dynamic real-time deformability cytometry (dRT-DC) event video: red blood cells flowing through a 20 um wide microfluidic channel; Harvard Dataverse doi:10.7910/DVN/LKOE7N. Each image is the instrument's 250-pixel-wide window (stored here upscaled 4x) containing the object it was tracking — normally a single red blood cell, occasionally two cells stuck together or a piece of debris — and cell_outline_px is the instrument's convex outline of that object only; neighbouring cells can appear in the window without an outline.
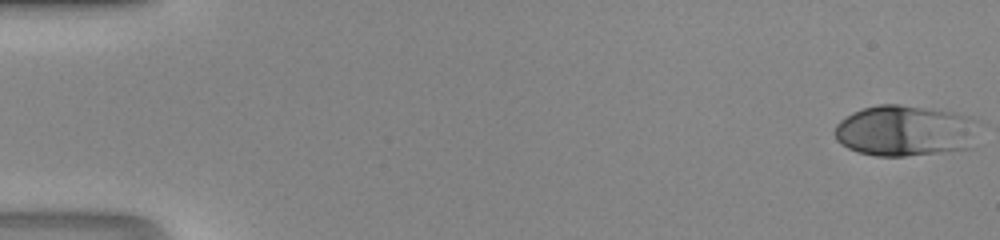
{"species": "human", "species_latin": "Homo sapiens", "temperature_condition": "room temperature", "stored_images_in_passage": 48, "camera_frame_rate_fps": 3000, "um_per_image_px": 0.085, "donor": {"sex": "male"}, "frame": {"image": 1, "passage_image": 1, "time_ms": 0.0, "image_size_px": [1000, 240], "cell_outline_px": [[980, 120], [972, 148], [940, 152], [904, 156], [876, 156], [860, 152], [848, 148], [840, 144], [836, 140], [836, 124], [840, 120], [852, 112], [864, 108], [880, 104], [900, 104], [956, 112]], "centroid_in_image_um": [76.98, 11.1], "position_along_channel_um": 8.0, "area_um2": 43.18}}
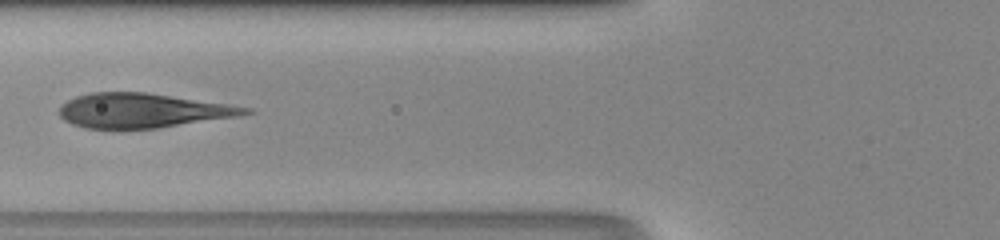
{"frame": {"image": 2, "passage_image": 20, "time_ms": 6.333, "image_size_px": [1000, 240], "cell_outline_px": [[256, 112], [240, 116], [160, 128], [120, 132], [112, 132], [84, 128], [72, 124], [64, 120], [60, 116], [60, 104], [76, 96], [92, 92], [148, 92], [228, 104], [252, 108]], "centroid_in_image_um": [12.09, 9.44], "position_along_channel_um": 113.7, "area_um2": 38.73}}
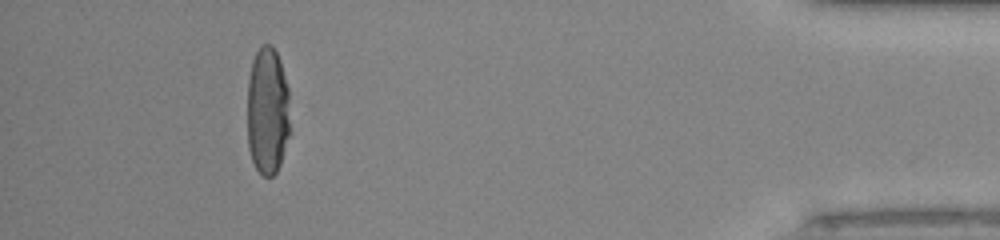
{"frame": {"image": 3, "passage_image": 44, "time_ms": 14.333, "image_size_px": [1000, 240], "cell_outline_px": [[288, 136], [280, 164], [276, 172], [272, 176], [264, 176], [256, 168], [252, 160], [248, 148], [248, 80], [252, 60], [260, 44], [272, 44], [280, 60], [288, 88]], "centroid_in_image_um": [22.72, 9.39], "position_along_channel_um": 412.5, "area_um2": 31.73}}